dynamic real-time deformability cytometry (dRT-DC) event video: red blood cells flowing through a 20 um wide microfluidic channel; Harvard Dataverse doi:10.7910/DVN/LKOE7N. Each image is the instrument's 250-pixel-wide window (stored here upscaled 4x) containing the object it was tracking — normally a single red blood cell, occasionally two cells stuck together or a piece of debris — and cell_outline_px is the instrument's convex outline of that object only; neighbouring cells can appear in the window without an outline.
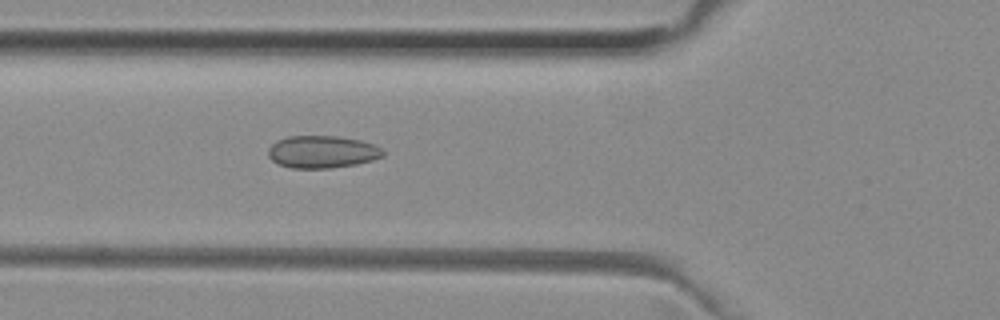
{"species": "common noctule bat (a hibernating species)", "species_latin": "Nyctalus noctula", "temperature_condition": "room temperature", "stored_images_in_passage": 37, "camera_frame_rate_fps": 3000, "um_per_image_px": 0.085, "animal": {"sex": "female", "body_mass_g": 29.2, "forearm_length_mm": 56.3}, "frame": {"image": 1, "passage_image": 10, "time_ms": 3.0, "image_size_px": [1000, 320], "cell_outline_px": [[384, 156], [372, 160], [356, 164], [328, 168], [292, 168], [280, 164], [272, 160], [268, 156], [268, 148], [276, 140], [288, 136], [336, 136], [360, 140], [376, 144], [384, 152]], "centroid_in_image_um": [27.38, 12.9], "position_along_channel_um": 98.4, "area_um2": 21.68}}
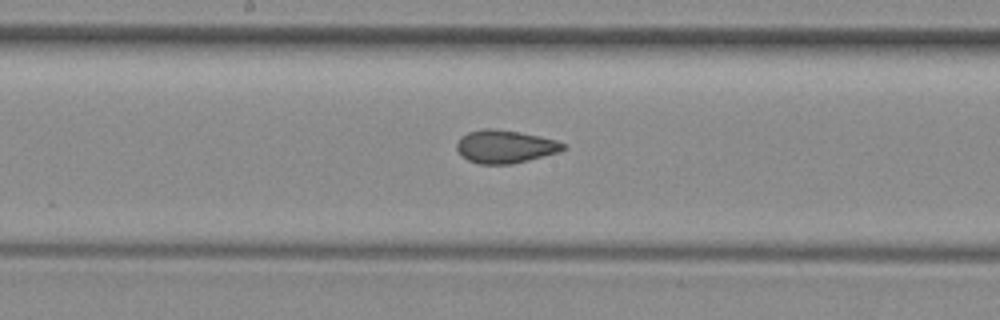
{"frame": {"image": 2, "passage_image": 18, "time_ms": 5.667, "image_size_px": [1000, 320], "cell_outline_px": [[568, 148], [560, 152], [512, 164], [476, 164], [460, 156], [456, 148], [456, 144], [460, 136], [468, 132], [484, 128], [496, 128], [520, 132], [540, 136], [556, 140], [564, 144]], "centroid_in_image_um": [42.91, 12.46], "position_along_channel_um": 205.3, "area_um2": 20.81}}
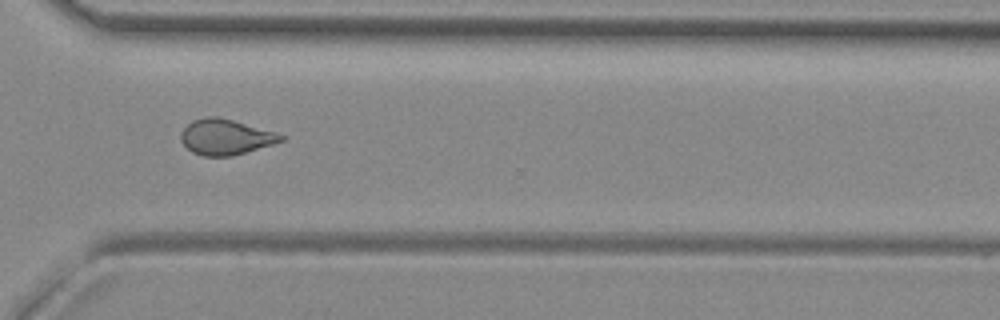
{"frame": {"image": 3, "passage_image": 29, "time_ms": 9.333, "image_size_px": [1000, 320], "cell_outline_px": [[284, 140], [272, 144], [232, 156], [204, 156], [192, 152], [180, 140], [180, 132], [192, 120], [208, 116], [216, 116], [232, 120], [276, 132], [284, 136]], "centroid_in_image_um": [19.14, 11.64], "position_along_channel_um": 351.5, "area_um2": 20.52}}